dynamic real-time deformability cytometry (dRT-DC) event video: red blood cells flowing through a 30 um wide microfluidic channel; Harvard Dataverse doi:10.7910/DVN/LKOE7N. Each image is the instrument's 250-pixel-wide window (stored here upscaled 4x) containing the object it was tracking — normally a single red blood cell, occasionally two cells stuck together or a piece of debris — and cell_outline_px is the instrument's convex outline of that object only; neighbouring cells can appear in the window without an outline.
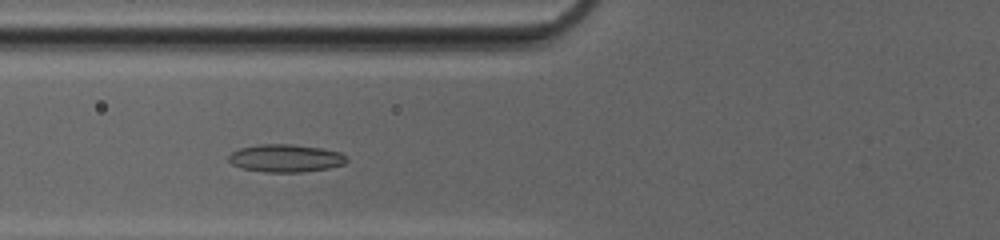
{"species": "common noctule bat (a hibernating species)", "species_latin": "Nyctalus noctula", "temperature_condition": "cold", "stored_images_in_passage": 39, "camera_frame_rate_fps": 3000, "um_per_image_px": 0.085, "animal": {"sex": "female", "body_mass_g": 20.0, "forearm_length_mm": 54.0}, "frame": {"image": 1, "passage_image": 10, "time_ms": 3.0, "image_size_px": [1000, 240], "cell_outline_px": [[348, 160], [344, 164], [328, 168], [300, 172], [264, 172], [240, 168], [232, 164], [228, 160], [228, 156], [232, 152], [240, 148], [260, 144], [292, 144], [320, 148], [340, 152]], "centroid_in_image_um": [24.24, 13.45], "position_along_channel_um": 101.6, "area_um2": 19.02}}
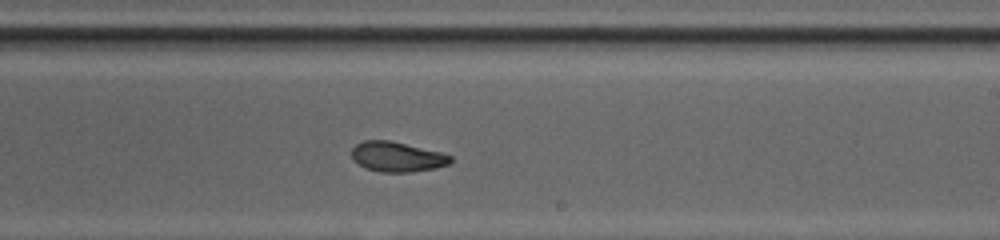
{"frame": {"image": 2, "passage_image": 21, "time_ms": 6.667, "image_size_px": [1000, 240], "cell_outline_px": [[452, 164], [436, 168], [412, 172], [380, 172], [364, 168], [352, 160], [352, 148], [356, 144], [364, 140], [388, 140], [444, 152], [452, 156]], "centroid_in_image_um": [33.78, 13.33], "position_along_channel_um": 255.2, "area_um2": 17.63}}
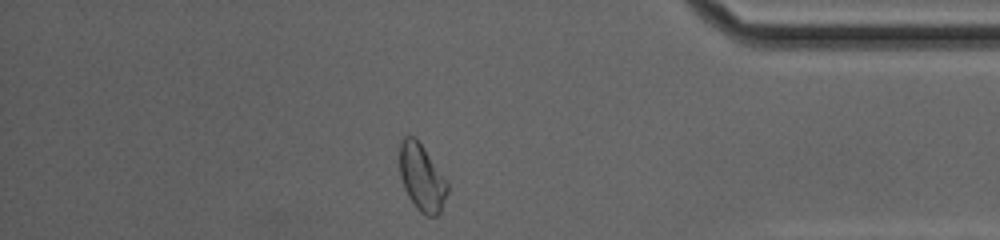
{"frame": {"image": 3, "passage_image": 33, "time_ms": 10.667, "image_size_px": [1000, 240], "cell_outline_px": [[448, 192], [440, 212], [436, 216], [428, 216], [420, 212], [416, 208], [408, 196], [404, 188], [400, 176], [400, 140], [404, 136], [412, 136], [420, 144], [448, 184]], "centroid_in_image_um": [35.83, 15.14], "position_along_channel_um": 399.4, "area_um2": 18.15}, "authors_computed_cell_mechanics": {"area_um2": 18.207, "velocity_mm_per_s": 4.1884, "shape_relaxation_time_tau1_ms": 5.1311, "shape_relaxation_time_tau2_ms": 1.9386, "deformation_change_tau1": 0.1299, "deformation_change_tau2": 0.0662}}